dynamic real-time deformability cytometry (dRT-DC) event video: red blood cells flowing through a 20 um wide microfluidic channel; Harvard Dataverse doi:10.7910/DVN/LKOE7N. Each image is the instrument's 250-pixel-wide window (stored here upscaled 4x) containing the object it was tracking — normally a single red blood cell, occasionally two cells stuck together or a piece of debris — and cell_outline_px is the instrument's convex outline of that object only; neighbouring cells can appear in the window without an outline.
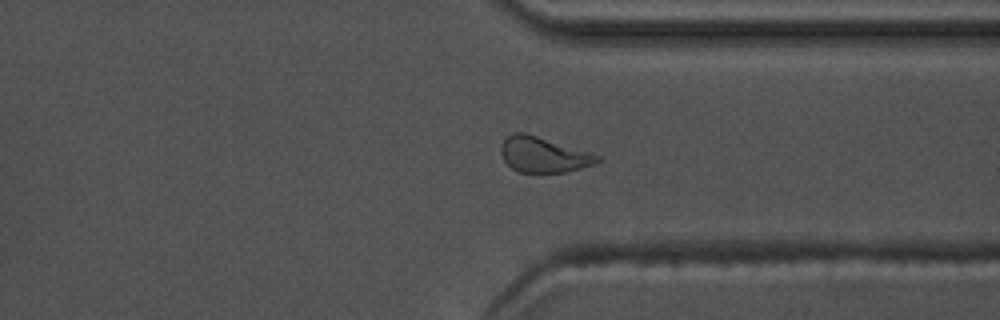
{"species": "common noctule bat (a hibernating species)", "species_latin": "Nyctalus noctula", "temperature_condition": "warm", "stored_images_in_passage": 56, "camera_frame_rate_fps": 3000, "um_per_image_px": 0.085, "animal": {"sex": "male", "body_mass_g": 17.5, "forearm_length_mm": 52.3}, "frame": {"image": 1, "passage_image": 43, "time_ms": 14.0, "image_size_px": [1000, 320], "cell_outline_px": [[600, 160], [596, 164], [568, 172], [516, 172], [504, 160], [500, 152], [500, 148], [504, 140], [512, 132], [524, 132], [588, 152], [600, 156]], "centroid_in_image_um": [46.17, 13.16], "position_along_channel_um": 365.2, "area_um2": 19.71}}
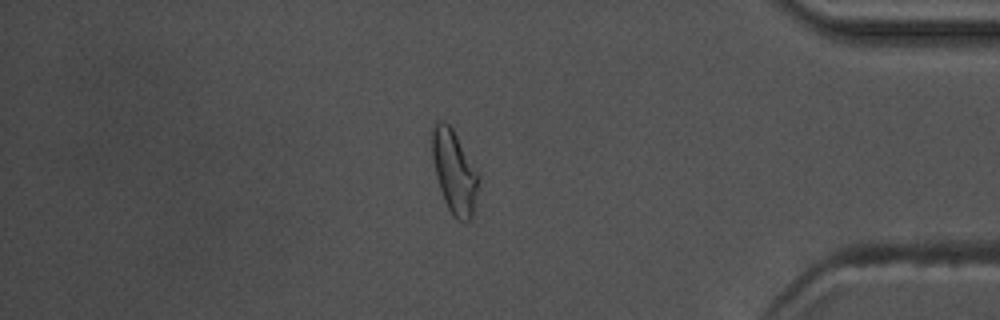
{"frame": {"image": 2, "passage_image": 48, "time_ms": 15.667, "image_size_px": [1000, 320], "cell_outline_px": [[480, 180], [472, 220], [464, 224], [456, 220], [452, 216], [444, 200], [440, 188], [432, 156], [432, 132], [436, 120], [440, 120], [448, 124], [452, 128], [480, 176]], "centroid_in_image_um": [38.65, 14.68], "position_along_channel_um": 396.6, "area_um2": 22.54}, "authors_computed_cell_mechanics": {"area_um2": 19.9988, "velocity_mm_per_s": 3.7341, "shape_relaxation_time_tau1_ms": 9.9504, "shape_relaxation_time_tau2_ms": 2.8834, "deformation_change_tau1": 0.2056, "deformation_change_tau2": 0.1004}}